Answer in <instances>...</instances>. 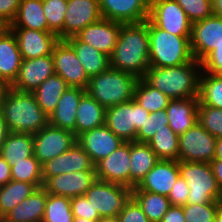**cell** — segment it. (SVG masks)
I'll list each match as a JSON object with an SVG mask.
<instances>
[{"label": "cell", "instance_id": "6da1fadb", "mask_svg": "<svg viewBox=\"0 0 222 222\" xmlns=\"http://www.w3.org/2000/svg\"><path fill=\"white\" fill-rule=\"evenodd\" d=\"M109 58L110 67L143 78L150 67L148 19L121 24L117 44Z\"/></svg>", "mask_w": 222, "mask_h": 222}, {"label": "cell", "instance_id": "7a4b0ae2", "mask_svg": "<svg viewBox=\"0 0 222 222\" xmlns=\"http://www.w3.org/2000/svg\"><path fill=\"white\" fill-rule=\"evenodd\" d=\"M0 111L10 132L34 135L49 124L48 115L40 108L32 92L6 86Z\"/></svg>", "mask_w": 222, "mask_h": 222}, {"label": "cell", "instance_id": "3957f363", "mask_svg": "<svg viewBox=\"0 0 222 222\" xmlns=\"http://www.w3.org/2000/svg\"><path fill=\"white\" fill-rule=\"evenodd\" d=\"M197 69H202L201 62L195 59L179 66L162 68L150 66L143 79L171 100L198 97L202 71Z\"/></svg>", "mask_w": 222, "mask_h": 222}, {"label": "cell", "instance_id": "277c9868", "mask_svg": "<svg viewBox=\"0 0 222 222\" xmlns=\"http://www.w3.org/2000/svg\"><path fill=\"white\" fill-rule=\"evenodd\" d=\"M149 62L151 67H171L194 59L191 36H176L155 26L148 19Z\"/></svg>", "mask_w": 222, "mask_h": 222}, {"label": "cell", "instance_id": "5b68a950", "mask_svg": "<svg viewBox=\"0 0 222 222\" xmlns=\"http://www.w3.org/2000/svg\"><path fill=\"white\" fill-rule=\"evenodd\" d=\"M138 78L130 73L109 67L90 77L86 93L105 108L133 99Z\"/></svg>", "mask_w": 222, "mask_h": 222}, {"label": "cell", "instance_id": "8992f818", "mask_svg": "<svg viewBox=\"0 0 222 222\" xmlns=\"http://www.w3.org/2000/svg\"><path fill=\"white\" fill-rule=\"evenodd\" d=\"M179 170L189 187L187 204L220 202L222 191L210 163L179 161Z\"/></svg>", "mask_w": 222, "mask_h": 222}, {"label": "cell", "instance_id": "52a82bcc", "mask_svg": "<svg viewBox=\"0 0 222 222\" xmlns=\"http://www.w3.org/2000/svg\"><path fill=\"white\" fill-rule=\"evenodd\" d=\"M150 112L135 100L106 108L105 125L124 142L136 141L137 131L146 122Z\"/></svg>", "mask_w": 222, "mask_h": 222}, {"label": "cell", "instance_id": "ba28073f", "mask_svg": "<svg viewBox=\"0 0 222 222\" xmlns=\"http://www.w3.org/2000/svg\"><path fill=\"white\" fill-rule=\"evenodd\" d=\"M84 196L98 211L100 218L117 217L132 196V189L96 179Z\"/></svg>", "mask_w": 222, "mask_h": 222}, {"label": "cell", "instance_id": "9c48e42d", "mask_svg": "<svg viewBox=\"0 0 222 222\" xmlns=\"http://www.w3.org/2000/svg\"><path fill=\"white\" fill-rule=\"evenodd\" d=\"M216 139L197 122L179 135L178 161L211 163L215 157Z\"/></svg>", "mask_w": 222, "mask_h": 222}, {"label": "cell", "instance_id": "30bf717a", "mask_svg": "<svg viewBox=\"0 0 222 222\" xmlns=\"http://www.w3.org/2000/svg\"><path fill=\"white\" fill-rule=\"evenodd\" d=\"M148 19L173 35L191 36L192 23L176 0L152 1Z\"/></svg>", "mask_w": 222, "mask_h": 222}, {"label": "cell", "instance_id": "8fae6325", "mask_svg": "<svg viewBox=\"0 0 222 222\" xmlns=\"http://www.w3.org/2000/svg\"><path fill=\"white\" fill-rule=\"evenodd\" d=\"M75 142L72 131L48 124L33 135L34 156L44 164L66 152Z\"/></svg>", "mask_w": 222, "mask_h": 222}, {"label": "cell", "instance_id": "7c38bea8", "mask_svg": "<svg viewBox=\"0 0 222 222\" xmlns=\"http://www.w3.org/2000/svg\"><path fill=\"white\" fill-rule=\"evenodd\" d=\"M55 74L61 76L69 87L86 89L89 77L84 71L72 46L60 39L52 52Z\"/></svg>", "mask_w": 222, "mask_h": 222}, {"label": "cell", "instance_id": "4fadbf2b", "mask_svg": "<svg viewBox=\"0 0 222 222\" xmlns=\"http://www.w3.org/2000/svg\"><path fill=\"white\" fill-rule=\"evenodd\" d=\"M222 45V18L212 15L192 24L190 46L193 57L202 62Z\"/></svg>", "mask_w": 222, "mask_h": 222}, {"label": "cell", "instance_id": "5bb4252c", "mask_svg": "<svg viewBox=\"0 0 222 222\" xmlns=\"http://www.w3.org/2000/svg\"><path fill=\"white\" fill-rule=\"evenodd\" d=\"M54 74L52 55L22 59L17 78L10 87L22 92H33L48 77Z\"/></svg>", "mask_w": 222, "mask_h": 222}, {"label": "cell", "instance_id": "9a60e30c", "mask_svg": "<svg viewBox=\"0 0 222 222\" xmlns=\"http://www.w3.org/2000/svg\"><path fill=\"white\" fill-rule=\"evenodd\" d=\"M102 18L121 24L140 23L149 18L148 0H99Z\"/></svg>", "mask_w": 222, "mask_h": 222}, {"label": "cell", "instance_id": "2e32d148", "mask_svg": "<svg viewBox=\"0 0 222 222\" xmlns=\"http://www.w3.org/2000/svg\"><path fill=\"white\" fill-rule=\"evenodd\" d=\"M96 178L129 188L130 142L122 143L114 152L95 165Z\"/></svg>", "mask_w": 222, "mask_h": 222}, {"label": "cell", "instance_id": "e0dca14e", "mask_svg": "<svg viewBox=\"0 0 222 222\" xmlns=\"http://www.w3.org/2000/svg\"><path fill=\"white\" fill-rule=\"evenodd\" d=\"M82 170H95V165L88 153L75 142L66 152L42 164L43 182L52 176Z\"/></svg>", "mask_w": 222, "mask_h": 222}, {"label": "cell", "instance_id": "ac0fdd59", "mask_svg": "<svg viewBox=\"0 0 222 222\" xmlns=\"http://www.w3.org/2000/svg\"><path fill=\"white\" fill-rule=\"evenodd\" d=\"M101 18L99 0H67L63 39L75 36L86 26Z\"/></svg>", "mask_w": 222, "mask_h": 222}, {"label": "cell", "instance_id": "d6986e66", "mask_svg": "<svg viewBox=\"0 0 222 222\" xmlns=\"http://www.w3.org/2000/svg\"><path fill=\"white\" fill-rule=\"evenodd\" d=\"M95 170H82L49 177L43 184L48 194L74 198L81 196L96 180Z\"/></svg>", "mask_w": 222, "mask_h": 222}, {"label": "cell", "instance_id": "ffe728a7", "mask_svg": "<svg viewBox=\"0 0 222 222\" xmlns=\"http://www.w3.org/2000/svg\"><path fill=\"white\" fill-rule=\"evenodd\" d=\"M76 142L88 153L94 165L124 143L105 124L78 135Z\"/></svg>", "mask_w": 222, "mask_h": 222}, {"label": "cell", "instance_id": "44dd1931", "mask_svg": "<svg viewBox=\"0 0 222 222\" xmlns=\"http://www.w3.org/2000/svg\"><path fill=\"white\" fill-rule=\"evenodd\" d=\"M14 33L22 59H32L52 55L58 35L50 31L25 28H10Z\"/></svg>", "mask_w": 222, "mask_h": 222}, {"label": "cell", "instance_id": "7402d4cb", "mask_svg": "<svg viewBox=\"0 0 222 222\" xmlns=\"http://www.w3.org/2000/svg\"><path fill=\"white\" fill-rule=\"evenodd\" d=\"M121 23L101 18L86 26L75 37L110 57L119 37Z\"/></svg>", "mask_w": 222, "mask_h": 222}, {"label": "cell", "instance_id": "603a6c76", "mask_svg": "<svg viewBox=\"0 0 222 222\" xmlns=\"http://www.w3.org/2000/svg\"><path fill=\"white\" fill-rule=\"evenodd\" d=\"M179 176V161L160 159L132 190H143L168 196Z\"/></svg>", "mask_w": 222, "mask_h": 222}, {"label": "cell", "instance_id": "cb8c5ba5", "mask_svg": "<svg viewBox=\"0 0 222 222\" xmlns=\"http://www.w3.org/2000/svg\"><path fill=\"white\" fill-rule=\"evenodd\" d=\"M22 56L17 39L9 27L0 29V83L10 86L17 78Z\"/></svg>", "mask_w": 222, "mask_h": 222}, {"label": "cell", "instance_id": "d4e9b609", "mask_svg": "<svg viewBox=\"0 0 222 222\" xmlns=\"http://www.w3.org/2000/svg\"><path fill=\"white\" fill-rule=\"evenodd\" d=\"M198 97L170 100L166 108L168 125L179 136L198 122Z\"/></svg>", "mask_w": 222, "mask_h": 222}, {"label": "cell", "instance_id": "484cf974", "mask_svg": "<svg viewBox=\"0 0 222 222\" xmlns=\"http://www.w3.org/2000/svg\"><path fill=\"white\" fill-rule=\"evenodd\" d=\"M85 89L69 87L61 96L57 107L49 116V124L72 131L75 136L77 107Z\"/></svg>", "mask_w": 222, "mask_h": 222}, {"label": "cell", "instance_id": "4316f807", "mask_svg": "<svg viewBox=\"0 0 222 222\" xmlns=\"http://www.w3.org/2000/svg\"><path fill=\"white\" fill-rule=\"evenodd\" d=\"M47 197L48 192L43 187L37 188L2 219L5 222H42Z\"/></svg>", "mask_w": 222, "mask_h": 222}, {"label": "cell", "instance_id": "83f0119b", "mask_svg": "<svg viewBox=\"0 0 222 222\" xmlns=\"http://www.w3.org/2000/svg\"><path fill=\"white\" fill-rule=\"evenodd\" d=\"M159 160L148 143L130 142L129 188L137 186Z\"/></svg>", "mask_w": 222, "mask_h": 222}, {"label": "cell", "instance_id": "f1b7e54d", "mask_svg": "<svg viewBox=\"0 0 222 222\" xmlns=\"http://www.w3.org/2000/svg\"><path fill=\"white\" fill-rule=\"evenodd\" d=\"M105 113L106 108L85 93L77 107L75 137L86 131L103 126L105 124Z\"/></svg>", "mask_w": 222, "mask_h": 222}, {"label": "cell", "instance_id": "f546056e", "mask_svg": "<svg viewBox=\"0 0 222 222\" xmlns=\"http://www.w3.org/2000/svg\"><path fill=\"white\" fill-rule=\"evenodd\" d=\"M75 51L85 73L90 78L106 71L110 67V58L87 43L80 42L75 36L65 39Z\"/></svg>", "mask_w": 222, "mask_h": 222}, {"label": "cell", "instance_id": "4dcf8cb0", "mask_svg": "<svg viewBox=\"0 0 222 222\" xmlns=\"http://www.w3.org/2000/svg\"><path fill=\"white\" fill-rule=\"evenodd\" d=\"M9 28L48 31L42 0H22Z\"/></svg>", "mask_w": 222, "mask_h": 222}, {"label": "cell", "instance_id": "1f68e13d", "mask_svg": "<svg viewBox=\"0 0 222 222\" xmlns=\"http://www.w3.org/2000/svg\"><path fill=\"white\" fill-rule=\"evenodd\" d=\"M69 88L67 82L59 75L54 74L48 77L37 89L32 93L40 106V108L48 115L55 110L57 104Z\"/></svg>", "mask_w": 222, "mask_h": 222}, {"label": "cell", "instance_id": "d6a6232c", "mask_svg": "<svg viewBox=\"0 0 222 222\" xmlns=\"http://www.w3.org/2000/svg\"><path fill=\"white\" fill-rule=\"evenodd\" d=\"M32 155H34L33 135L9 132L0 156L11 166L13 162L25 161Z\"/></svg>", "mask_w": 222, "mask_h": 222}, {"label": "cell", "instance_id": "836d02e7", "mask_svg": "<svg viewBox=\"0 0 222 222\" xmlns=\"http://www.w3.org/2000/svg\"><path fill=\"white\" fill-rule=\"evenodd\" d=\"M37 187L34 184L11 180L0 187V219L29 197Z\"/></svg>", "mask_w": 222, "mask_h": 222}, {"label": "cell", "instance_id": "e575fe53", "mask_svg": "<svg viewBox=\"0 0 222 222\" xmlns=\"http://www.w3.org/2000/svg\"><path fill=\"white\" fill-rule=\"evenodd\" d=\"M132 197L141 206L150 222H160L171 207L167 196L143 190H132Z\"/></svg>", "mask_w": 222, "mask_h": 222}, {"label": "cell", "instance_id": "d590c367", "mask_svg": "<svg viewBox=\"0 0 222 222\" xmlns=\"http://www.w3.org/2000/svg\"><path fill=\"white\" fill-rule=\"evenodd\" d=\"M133 100L152 113L166 109L171 99L141 78L136 83Z\"/></svg>", "mask_w": 222, "mask_h": 222}, {"label": "cell", "instance_id": "8d00e7d4", "mask_svg": "<svg viewBox=\"0 0 222 222\" xmlns=\"http://www.w3.org/2000/svg\"><path fill=\"white\" fill-rule=\"evenodd\" d=\"M148 144L159 159L178 161L179 136L169 125H166V129L156 132Z\"/></svg>", "mask_w": 222, "mask_h": 222}, {"label": "cell", "instance_id": "74e56055", "mask_svg": "<svg viewBox=\"0 0 222 222\" xmlns=\"http://www.w3.org/2000/svg\"><path fill=\"white\" fill-rule=\"evenodd\" d=\"M199 103L222 109V75L203 72L199 79Z\"/></svg>", "mask_w": 222, "mask_h": 222}, {"label": "cell", "instance_id": "f35d334b", "mask_svg": "<svg viewBox=\"0 0 222 222\" xmlns=\"http://www.w3.org/2000/svg\"><path fill=\"white\" fill-rule=\"evenodd\" d=\"M11 179L43 187L42 164L32 155L25 161L13 162L11 165Z\"/></svg>", "mask_w": 222, "mask_h": 222}, {"label": "cell", "instance_id": "ab89813d", "mask_svg": "<svg viewBox=\"0 0 222 222\" xmlns=\"http://www.w3.org/2000/svg\"><path fill=\"white\" fill-rule=\"evenodd\" d=\"M73 220L71 199L48 194L42 222H73Z\"/></svg>", "mask_w": 222, "mask_h": 222}, {"label": "cell", "instance_id": "60d3db41", "mask_svg": "<svg viewBox=\"0 0 222 222\" xmlns=\"http://www.w3.org/2000/svg\"><path fill=\"white\" fill-rule=\"evenodd\" d=\"M44 15L48 24V31L63 39V22L67 7V0H42Z\"/></svg>", "mask_w": 222, "mask_h": 222}, {"label": "cell", "instance_id": "b9f144b4", "mask_svg": "<svg viewBox=\"0 0 222 222\" xmlns=\"http://www.w3.org/2000/svg\"><path fill=\"white\" fill-rule=\"evenodd\" d=\"M198 122L214 137H222V109L199 103Z\"/></svg>", "mask_w": 222, "mask_h": 222}, {"label": "cell", "instance_id": "7bdbcfd3", "mask_svg": "<svg viewBox=\"0 0 222 222\" xmlns=\"http://www.w3.org/2000/svg\"><path fill=\"white\" fill-rule=\"evenodd\" d=\"M166 125H168L166 109L150 113L146 122L137 131L136 142L148 143L156 132L166 129Z\"/></svg>", "mask_w": 222, "mask_h": 222}, {"label": "cell", "instance_id": "ee69618b", "mask_svg": "<svg viewBox=\"0 0 222 222\" xmlns=\"http://www.w3.org/2000/svg\"><path fill=\"white\" fill-rule=\"evenodd\" d=\"M220 202L183 205L186 222H215Z\"/></svg>", "mask_w": 222, "mask_h": 222}, {"label": "cell", "instance_id": "f6af8a7d", "mask_svg": "<svg viewBox=\"0 0 222 222\" xmlns=\"http://www.w3.org/2000/svg\"><path fill=\"white\" fill-rule=\"evenodd\" d=\"M176 1L185 11L192 24L213 15L212 0H176Z\"/></svg>", "mask_w": 222, "mask_h": 222}, {"label": "cell", "instance_id": "bcb514c9", "mask_svg": "<svg viewBox=\"0 0 222 222\" xmlns=\"http://www.w3.org/2000/svg\"><path fill=\"white\" fill-rule=\"evenodd\" d=\"M117 217L119 222H150L141 206L132 196Z\"/></svg>", "mask_w": 222, "mask_h": 222}, {"label": "cell", "instance_id": "7dc6e473", "mask_svg": "<svg viewBox=\"0 0 222 222\" xmlns=\"http://www.w3.org/2000/svg\"><path fill=\"white\" fill-rule=\"evenodd\" d=\"M71 209L74 217H83L90 220L100 219L98 211L94 210L91 202L84 195L71 198Z\"/></svg>", "mask_w": 222, "mask_h": 222}, {"label": "cell", "instance_id": "c3c4849f", "mask_svg": "<svg viewBox=\"0 0 222 222\" xmlns=\"http://www.w3.org/2000/svg\"><path fill=\"white\" fill-rule=\"evenodd\" d=\"M188 195L189 187L187 186V182L179 176L167 197L171 206H183L187 204Z\"/></svg>", "mask_w": 222, "mask_h": 222}, {"label": "cell", "instance_id": "681fc988", "mask_svg": "<svg viewBox=\"0 0 222 222\" xmlns=\"http://www.w3.org/2000/svg\"><path fill=\"white\" fill-rule=\"evenodd\" d=\"M201 71L222 75V45L214 49L202 62Z\"/></svg>", "mask_w": 222, "mask_h": 222}, {"label": "cell", "instance_id": "f907efd6", "mask_svg": "<svg viewBox=\"0 0 222 222\" xmlns=\"http://www.w3.org/2000/svg\"><path fill=\"white\" fill-rule=\"evenodd\" d=\"M22 0H0V25L9 27L18 11Z\"/></svg>", "mask_w": 222, "mask_h": 222}, {"label": "cell", "instance_id": "816d5d0a", "mask_svg": "<svg viewBox=\"0 0 222 222\" xmlns=\"http://www.w3.org/2000/svg\"><path fill=\"white\" fill-rule=\"evenodd\" d=\"M160 222H186L183 206H171Z\"/></svg>", "mask_w": 222, "mask_h": 222}, {"label": "cell", "instance_id": "f5cc1de1", "mask_svg": "<svg viewBox=\"0 0 222 222\" xmlns=\"http://www.w3.org/2000/svg\"><path fill=\"white\" fill-rule=\"evenodd\" d=\"M11 180V166L0 156V187Z\"/></svg>", "mask_w": 222, "mask_h": 222}, {"label": "cell", "instance_id": "db71d44e", "mask_svg": "<svg viewBox=\"0 0 222 222\" xmlns=\"http://www.w3.org/2000/svg\"><path fill=\"white\" fill-rule=\"evenodd\" d=\"M210 164L217 184L222 191V159H214Z\"/></svg>", "mask_w": 222, "mask_h": 222}, {"label": "cell", "instance_id": "11a10c76", "mask_svg": "<svg viewBox=\"0 0 222 222\" xmlns=\"http://www.w3.org/2000/svg\"><path fill=\"white\" fill-rule=\"evenodd\" d=\"M9 132L10 131L7 127L6 121L3 117L2 112L0 111V153H1V149L3 147V144L5 142V139L7 138Z\"/></svg>", "mask_w": 222, "mask_h": 222}, {"label": "cell", "instance_id": "9f6ffc18", "mask_svg": "<svg viewBox=\"0 0 222 222\" xmlns=\"http://www.w3.org/2000/svg\"><path fill=\"white\" fill-rule=\"evenodd\" d=\"M213 15L222 18V0H212Z\"/></svg>", "mask_w": 222, "mask_h": 222}, {"label": "cell", "instance_id": "6f0895ef", "mask_svg": "<svg viewBox=\"0 0 222 222\" xmlns=\"http://www.w3.org/2000/svg\"><path fill=\"white\" fill-rule=\"evenodd\" d=\"M214 159H222V137L216 139Z\"/></svg>", "mask_w": 222, "mask_h": 222}, {"label": "cell", "instance_id": "680465c9", "mask_svg": "<svg viewBox=\"0 0 222 222\" xmlns=\"http://www.w3.org/2000/svg\"><path fill=\"white\" fill-rule=\"evenodd\" d=\"M98 222H119L118 217H105L100 218Z\"/></svg>", "mask_w": 222, "mask_h": 222}, {"label": "cell", "instance_id": "91938a15", "mask_svg": "<svg viewBox=\"0 0 222 222\" xmlns=\"http://www.w3.org/2000/svg\"><path fill=\"white\" fill-rule=\"evenodd\" d=\"M73 222H98V220H90L86 218L74 217Z\"/></svg>", "mask_w": 222, "mask_h": 222}, {"label": "cell", "instance_id": "94428289", "mask_svg": "<svg viewBox=\"0 0 222 222\" xmlns=\"http://www.w3.org/2000/svg\"><path fill=\"white\" fill-rule=\"evenodd\" d=\"M215 222H222V207L220 206L215 217Z\"/></svg>", "mask_w": 222, "mask_h": 222}, {"label": "cell", "instance_id": "6125c7cd", "mask_svg": "<svg viewBox=\"0 0 222 222\" xmlns=\"http://www.w3.org/2000/svg\"><path fill=\"white\" fill-rule=\"evenodd\" d=\"M6 86L0 83V107H1V99H2V95L5 91Z\"/></svg>", "mask_w": 222, "mask_h": 222}, {"label": "cell", "instance_id": "be15d7a7", "mask_svg": "<svg viewBox=\"0 0 222 222\" xmlns=\"http://www.w3.org/2000/svg\"><path fill=\"white\" fill-rule=\"evenodd\" d=\"M220 206L222 207V195H221V198H220Z\"/></svg>", "mask_w": 222, "mask_h": 222}]
</instances>
